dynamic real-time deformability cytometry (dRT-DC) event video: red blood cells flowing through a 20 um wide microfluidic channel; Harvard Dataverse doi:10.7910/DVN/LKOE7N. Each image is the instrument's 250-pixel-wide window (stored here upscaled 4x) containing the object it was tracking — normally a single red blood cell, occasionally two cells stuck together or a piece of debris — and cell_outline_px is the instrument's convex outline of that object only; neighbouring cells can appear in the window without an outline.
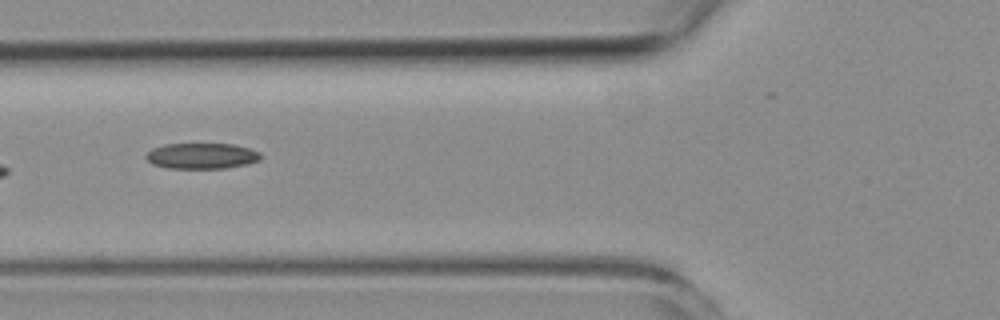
{"species": "common noctule bat (a hibernating species)", "species_latin": "Nyctalus noctula", "temperature_condition": "room temperature", "stored_images_in_passage": 6, "camera_frame_rate_fps": 3000, "um_per_image_px": 0.085, "animal": {"sex": "female", "body_mass_g": 19.3, "forearm_length_mm": 54.1}, "frame": {"image": 1, "passage_image": 5, "time_ms": 4.333, "image_size_px": [1000, 320], "cell_outline_px": [[260, 160], [248, 164], [224, 168], [168, 168], [152, 164], [144, 156], [152, 148], [164, 144], [232, 144], [248, 148], [260, 152]], "centroid_in_image_um": [17.13, 13.25], "position_along_channel_um": 108.7, "area_um2": 17.17}}
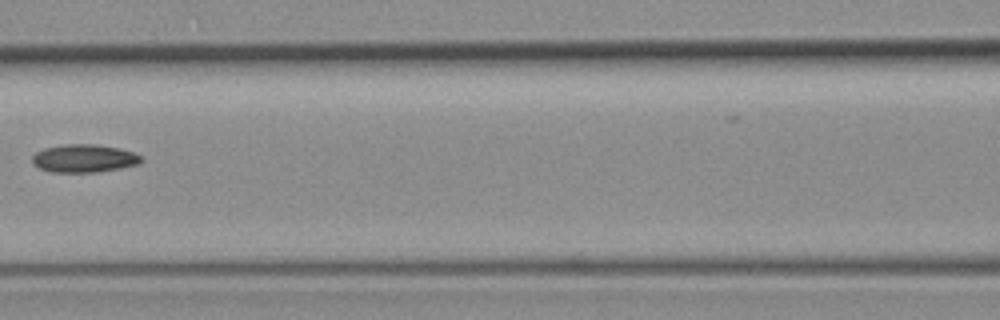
{"frame": {"image": 2, "passage_image": 6, "time_ms": 5.667, "image_size_px": [1000, 320], "cell_outline_px": [[144, 160], [140, 164], [120, 168], [96, 172], [52, 172], [40, 168], [32, 164], [32, 156], [36, 152], [44, 148], [64, 144], [92, 144], [120, 148], [132, 152], [140, 156]], "centroid_in_image_um": [7.14, 13.46], "position_along_channel_um": 159.5, "area_um2": 17.8}}